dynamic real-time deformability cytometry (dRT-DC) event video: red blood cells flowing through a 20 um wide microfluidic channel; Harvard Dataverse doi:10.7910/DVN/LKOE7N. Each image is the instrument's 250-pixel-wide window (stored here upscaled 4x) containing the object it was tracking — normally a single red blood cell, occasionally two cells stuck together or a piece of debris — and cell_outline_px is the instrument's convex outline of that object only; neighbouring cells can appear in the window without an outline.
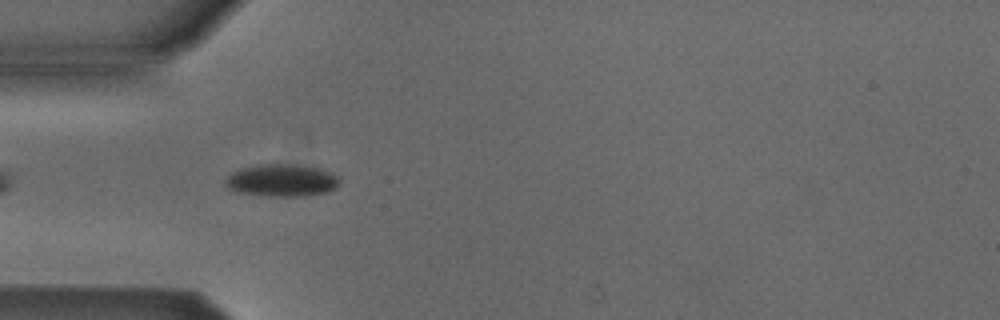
{"species": "Egyptian fruit bat (a non-hibernating species)", "species_latin": "Rousettus aegyptiacus", "temperature_condition": "cold", "stored_images_in_passage": 38, "camera_frame_rate_fps": 3000, "um_per_image_px": 0.085, "animal": {"sex": "male"}, "frame": {"image": 1, "passage_image": 1, "time_ms": 0.0, "image_size_px": [1000, 320], "cell_outline_px": [[340, 184], [336, 188], [328, 192], [304, 196], [268, 196], [240, 192], [228, 188], [224, 180], [232, 172], [244, 168], [260, 164], [292, 164], [320, 168], [332, 172], [340, 180]], "centroid_in_image_um": [24.0, 15.33], "position_along_channel_um": 61.0, "area_um2": 21.5}}
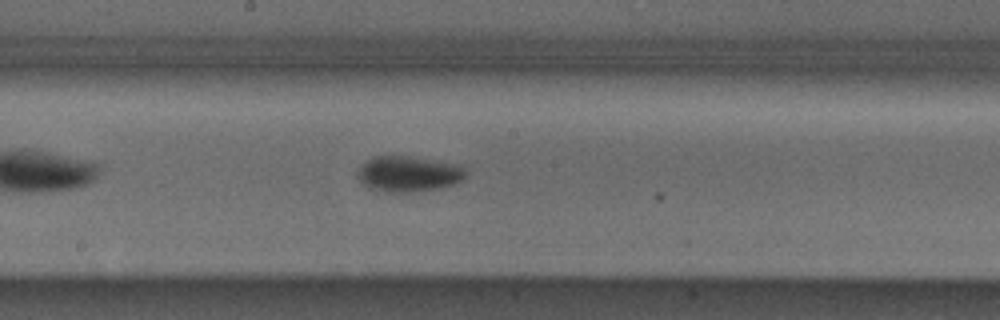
{"frame": {"image": 2, "passage_image": 13, "time_ms": 4.0, "image_size_px": [1000, 320], "cell_outline_px": [[464, 176], [456, 184], [436, 188], [412, 192], [388, 192], [368, 188], [356, 176], [356, 172], [360, 164], [364, 160], [372, 156], [408, 156], [456, 164], [464, 168]], "centroid_in_image_um": [34.62, 14.77], "position_along_channel_um": 213.6, "area_um2": 22.43}}
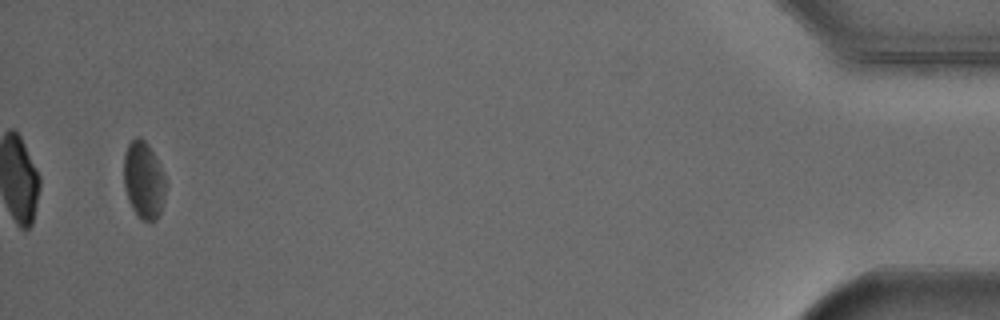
{"frame": {"image": 3, "passage_image": 36, "time_ms": 11.667, "image_size_px": [1000, 320], "cell_outline_px": [[168, 184], [160, 212], [156, 220], [144, 220], [132, 208], [128, 200], [124, 184], [124, 156], [128, 144], [136, 136], [140, 136], [148, 144], [164, 172], [168, 180]], "centroid_in_image_um": [12.24, 15.28], "position_along_channel_um": 423.0, "area_um2": 18.96}, "authors_computed_cell_mechanics": {"area_um2": 20.0566, "velocity_mm_per_s": 3.8644, "shape_relaxation_time_tau1_ms": 1.5774, "shape_relaxation_time_tau2_ms": null, "deformation_change_tau1": 0.0723, "deformation_change_tau2": null}}